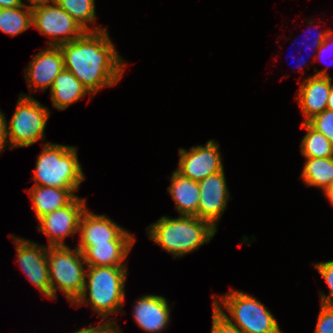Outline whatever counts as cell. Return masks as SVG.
Instances as JSON below:
<instances>
[{"label": "cell", "instance_id": "cell-1", "mask_svg": "<svg viewBox=\"0 0 333 333\" xmlns=\"http://www.w3.org/2000/svg\"><path fill=\"white\" fill-rule=\"evenodd\" d=\"M107 28L86 31L81 37L61 44L65 69L94 96L121 80L126 64L112 43Z\"/></svg>", "mask_w": 333, "mask_h": 333}, {"label": "cell", "instance_id": "cell-2", "mask_svg": "<svg viewBox=\"0 0 333 333\" xmlns=\"http://www.w3.org/2000/svg\"><path fill=\"white\" fill-rule=\"evenodd\" d=\"M150 240L174 258L185 256L209 243L218 231L210 222L196 216H162L146 228Z\"/></svg>", "mask_w": 333, "mask_h": 333}, {"label": "cell", "instance_id": "cell-3", "mask_svg": "<svg viewBox=\"0 0 333 333\" xmlns=\"http://www.w3.org/2000/svg\"><path fill=\"white\" fill-rule=\"evenodd\" d=\"M86 268L82 295L73 305L78 307V305H88L90 302L91 310L98 314L101 321L113 320L114 318H106L123 309L127 267L86 266Z\"/></svg>", "mask_w": 333, "mask_h": 333}, {"label": "cell", "instance_id": "cell-4", "mask_svg": "<svg viewBox=\"0 0 333 333\" xmlns=\"http://www.w3.org/2000/svg\"><path fill=\"white\" fill-rule=\"evenodd\" d=\"M42 146L33 170L34 185L79 189L86 176L78 160L77 148L56 143Z\"/></svg>", "mask_w": 333, "mask_h": 333}, {"label": "cell", "instance_id": "cell-5", "mask_svg": "<svg viewBox=\"0 0 333 333\" xmlns=\"http://www.w3.org/2000/svg\"><path fill=\"white\" fill-rule=\"evenodd\" d=\"M219 297L218 301L212 294V307L244 333H282L271 311L252 295L243 291L229 290L227 294Z\"/></svg>", "mask_w": 333, "mask_h": 333}, {"label": "cell", "instance_id": "cell-6", "mask_svg": "<svg viewBox=\"0 0 333 333\" xmlns=\"http://www.w3.org/2000/svg\"><path fill=\"white\" fill-rule=\"evenodd\" d=\"M47 262L52 299L57 298L58 289L73 305L82 295L85 284L86 262L83 253L75 247L47 246Z\"/></svg>", "mask_w": 333, "mask_h": 333}, {"label": "cell", "instance_id": "cell-7", "mask_svg": "<svg viewBox=\"0 0 333 333\" xmlns=\"http://www.w3.org/2000/svg\"><path fill=\"white\" fill-rule=\"evenodd\" d=\"M49 116L48 107L30 94L20 93L10 122L6 120L11 149L29 147L45 140V127Z\"/></svg>", "mask_w": 333, "mask_h": 333}, {"label": "cell", "instance_id": "cell-8", "mask_svg": "<svg viewBox=\"0 0 333 333\" xmlns=\"http://www.w3.org/2000/svg\"><path fill=\"white\" fill-rule=\"evenodd\" d=\"M32 26L51 38L48 46H60L81 37L86 31L55 1L32 7Z\"/></svg>", "mask_w": 333, "mask_h": 333}, {"label": "cell", "instance_id": "cell-9", "mask_svg": "<svg viewBox=\"0 0 333 333\" xmlns=\"http://www.w3.org/2000/svg\"><path fill=\"white\" fill-rule=\"evenodd\" d=\"M86 200L77 196L69 205L46 214L37 221V230L45 234L49 246H66L64 239L79 232L82 214L87 209Z\"/></svg>", "mask_w": 333, "mask_h": 333}, {"label": "cell", "instance_id": "cell-10", "mask_svg": "<svg viewBox=\"0 0 333 333\" xmlns=\"http://www.w3.org/2000/svg\"><path fill=\"white\" fill-rule=\"evenodd\" d=\"M180 156L176 171L193 181H202L224 168L217 141L208 140L205 146L197 145L186 150L179 148Z\"/></svg>", "mask_w": 333, "mask_h": 333}, {"label": "cell", "instance_id": "cell-11", "mask_svg": "<svg viewBox=\"0 0 333 333\" xmlns=\"http://www.w3.org/2000/svg\"><path fill=\"white\" fill-rule=\"evenodd\" d=\"M16 248L19 266L29 281L40 293L52 299L49 268L47 262V245L31 242L28 239L12 236Z\"/></svg>", "mask_w": 333, "mask_h": 333}, {"label": "cell", "instance_id": "cell-12", "mask_svg": "<svg viewBox=\"0 0 333 333\" xmlns=\"http://www.w3.org/2000/svg\"><path fill=\"white\" fill-rule=\"evenodd\" d=\"M200 197L197 217L210 222L216 229L224 213L230 192L227 188L224 169L199 181Z\"/></svg>", "mask_w": 333, "mask_h": 333}, {"label": "cell", "instance_id": "cell-13", "mask_svg": "<svg viewBox=\"0 0 333 333\" xmlns=\"http://www.w3.org/2000/svg\"><path fill=\"white\" fill-rule=\"evenodd\" d=\"M80 239L77 246H92L108 241H135L133 234L120 227L106 215L84 211L79 223Z\"/></svg>", "mask_w": 333, "mask_h": 333}, {"label": "cell", "instance_id": "cell-14", "mask_svg": "<svg viewBox=\"0 0 333 333\" xmlns=\"http://www.w3.org/2000/svg\"><path fill=\"white\" fill-rule=\"evenodd\" d=\"M65 68L63 55L59 46H48L41 49L25 68V79L30 88L38 91L51 89L56 76ZM35 88V89H33Z\"/></svg>", "mask_w": 333, "mask_h": 333}, {"label": "cell", "instance_id": "cell-15", "mask_svg": "<svg viewBox=\"0 0 333 333\" xmlns=\"http://www.w3.org/2000/svg\"><path fill=\"white\" fill-rule=\"evenodd\" d=\"M314 71V75L301 82L296 98L305 118L303 122L326 110L331 90L332 78L327 73V68L320 71L314 68Z\"/></svg>", "mask_w": 333, "mask_h": 333}, {"label": "cell", "instance_id": "cell-16", "mask_svg": "<svg viewBox=\"0 0 333 333\" xmlns=\"http://www.w3.org/2000/svg\"><path fill=\"white\" fill-rule=\"evenodd\" d=\"M171 310L165 297L144 295L136 300L133 318L136 324L149 333L162 332L170 323Z\"/></svg>", "mask_w": 333, "mask_h": 333}, {"label": "cell", "instance_id": "cell-17", "mask_svg": "<svg viewBox=\"0 0 333 333\" xmlns=\"http://www.w3.org/2000/svg\"><path fill=\"white\" fill-rule=\"evenodd\" d=\"M135 241H108L92 246H76L82 253L86 266L126 267L127 258Z\"/></svg>", "mask_w": 333, "mask_h": 333}, {"label": "cell", "instance_id": "cell-18", "mask_svg": "<svg viewBox=\"0 0 333 333\" xmlns=\"http://www.w3.org/2000/svg\"><path fill=\"white\" fill-rule=\"evenodd\" d=\"M78 189H64L46 186H36L27 189L32 200V210L36 219H40L46 214L52 213L58 208L69 205L77 195L74 194Z\"/></svg>", "mask_w": 333, "mask_h": 333}, {"label": "cell", "instance_id": "cell-19", "mask_svg": "<svg viewBox=\"0 0 333 333\" xmlns=\"http://www.w3.org/2000/svg\"><path fill=\"white\" fill-rule=\"evenodd\" d=\"M168 193L175 202V208L180 215L196 216L199 205L200 188L197 181L182 176L176 170L169 178Z\"/></svg>", "mask_w": 333, "mask_h": 333}, {"label": "cell", "instance_id": "cell-20", "mask_svg": "<svg viewBox=\"0 0 333 333\" xmlns=\"http://www.w3.org/2000/svg\"><path fill=\"white\" fill-rule=\"evenodd\" d=\"M88 93L89 91L82 83L65 68L56 76L50 89L52 104L60 111L84 98Z\"/></svg>", "mask_w": 333, "mask_h": 333}, {"label": "cell", "instance_id": "cell-21", "mask_svg": "<svg viewBox=\"0 0 333 333\" xmlns=\"http://www.w3.org/2000/svg\"><path fill=\"white\" fill-rule=\"evenodd\" d=\"M305 158V165L299 178H303L306 186H316L322 192L330 188L333 184V157Z\"/></svg>", "mask_w": 333, "mask_h": 333}, {"label": "cell", "instance_id": "cell-22", "mask_svg": "<svg viewBox=\"0 0 333 333\" xmlns=\"http://www.w3.org/2000/svg\"><path fill=\"white\" fill-rule=\"evenodd\" d=\"M32 27V7L25 3L20 7L0 9V31L16 36Z\"/></svg>", "mask_w": 333, "mask_h": 333}, {"label": "cell", "instance_id": "cell-23", "mask_svg": "<svg viewBox=\"0 0 333 333\" xmlns=\"http://www.w3.org/2000/svg\"><path fill=\"white\" fill-rule=\"evenodd\" d=\"M301 128L306 130L300 144V151L304 157H333V144L326 136L312 128L307 122H302Z\"/></svg>", "mask_w": 333, "mask_h": 333}, {"label": "cell", "instance_id": "cell-24", "mask_svg": "<svg viewBox=\"0 0 333 333\" xmlns=\"http://www.w3.org/2000/svg\"><path fill=\"white\" fill-rule=\"evenodd\" d=\"M85 31H100L105 27H89L96 23L95 0H55Z\"/></svg>", "mask_w": 333, "mask_h": 333}, {"label": "cell", "instance_id": "cell-25", "mask_svg": "<svg viewBox=\"0 0 333 333\" xmlns=\"http://www.w3.org/2000/svg\"><path fill=\"white\" fill-rule=\"evenodd\" d=\"M307 123L326 136L333 144V111L326 109L312 117Z\"/></svg>", "mask_w": 333, "mask_h": 333}, {"label": "cell", "instance_id": "cell-26", "mask_svg": "<svg viewBox=\"0 0 333 333\" xmlns=\"http://www.w3.org/2000/svg\"><path fill=\"white\" fill-rule=\"evenodd\" d=\"M316 270L324 279L329 289V294L320 293L321 303L333 306V260L314 264Z\"/></svg>", "mask_w": 333, "mask_h": 333}, {"label": "cell", "instance_id": "cell-27", "mask_svg": "<svg viewBox=\"0 0 333 333\" xmlns=\"http://www.w3.org/2000/svg\"><path fill=\"white\" fill-rule=\"evenodd\" d=\"M314 333H333V306L321 303Z\"/></svg>", "mask_w": 333, "mask_h": 333}, {"label": "cell", "instance_id": "cell-28", "mask_svg": "<svg viewBox=\"0 0 333 333\" xmlns=\"http://www.w3.org/2000/svg\"><path fill=\"white\" fill-rule=\"evenodd\" d=\"M212 308L211 333H244L242 330L229 323L214 307Z\"/></svg>", "mask_w": 333, "mask_h": 333}, {"label": "cell", "instance_id": "cell-29", "mask_svg": "<svg viewBox=\"0 0 333 333\" xmlns=\"http://www.w3.org/2000/svg\"><path fill=\"white\" fill-rule=\"evenodd\" d=\"M97 326L83 327L73 333H122L115 320H106Z\"/></svg>", "mask_w": 333, "mask_h": 333}, {"label": "cell", "instance_id": "cell-30", "mask_svg": "<svg viewBox=\"0 0 333 333\" xmlns=\"http://www.w3.org/2000/svg\"><path fill=\"white\" fill-rule=\"evenodd\" d=\"M332 37V38H331ZM333 50V31L330 30L329 34L327 35V38L322 43V45L316 50L317 54L315 55V59L321 60L323 58V55H325L328 51ZM325 53V54H324Z\"/></svg>", "mask_w": 333, "mask_h": 333}, {"label": "cell", "instance_id": "cell-31", "mask_svg": "<svg viewBox=\"0 0 333 333\" xmlns=\"http://www.w3.org/2000/svg\"><path fill=\"white\" fill-rule=\"evenodd\" d=\"M330 30L331 29H327L326 31H324V32H322V31H320V32H318L317 33V31H316V33H317V36L315 37L314 36V41H313V45L315 46L314 47V49L315 50H317L321 45H322V43L325 41V39L327 38V35L329 34V32H330ZM307 48H309V47H307ZM296 58V57H295ZM301 61H302V63L303 64H306V62H305V60H304V58L303 59H301ZM301 62H299L298 64L301 66V65H303Z\"/></svg>", "mask_w": 333, "mask_h": 333}, {"label": "cell", "instance_id": "cell-32", "mask_svg": "<svg viewBox=\"0 0 333 333\" xmlns=\"http://www.w3.org/2000/svg\"><path fill=\"white\" fill-rule=\"evenodd\" d=\"M6 143H8L9 148L10 147V142L8 139V132H7V125H6V120L0 125V153L5 149Z\"/></svg>", "mask_w": 333, "mask_h": 333}, {"label": "cell", "instance_id": "cell-33", "mask_svg": "<svg viewBox=\"0 0 333 333\" xmlns=\"http://www.w3.org/2000/svg\"><path fill=\"white\" fill-rule=\"evenodd\" d=\"M23 4L22 0H0V9L20 7Z\"/></svg>", "mask_w": 333, "mask_h": 333}, {"label": "cell", "instance_id": "cell-34", "mask_svg": "<svg viewBox=\"0 0 333 333\" xmlns=\"http://www.w3.org/2000/svg\"><path fill=\"white\" fill-rule=\"evenodd\" d=\"M30 3V7H34L36 5H41V4H46V3H51L54 2L55 0H26Z\"/></svg>", "mask_w": 333, "mask_h": 333}, {"label": "cell", "instance_id": "cell-35", "mask_svg": "<svg viewBox=\"0 0 333 333\" xmlns=\"http://www.w3.org/2000/svg\"><path fill=\"white\" fill-rule=\"evenodd\" d=\"M328 97L326 109L333 111V84H331V90Z\"/></svg>", "mask_w": 333, "mask_h": 333}, {"label": "cell", "instance_id": "cell-36", "mask_svg": "<svg viewBox=\"0 0 333 333\" xmlns=\"http://www.w3.org/2000/svg\"><path fill=\"white\" fill-rule=\"evenodd\" d=\"M323 194H325L326 198L330 201V203L333 205V187H330L326 189Z\"/></svg>", "mask_w": 333, "mask_h": 333}, {"label": "cell", "instance_id": "cell-37", "mask_svg": "<svg viewBox=\"0 0 333 333\" xmlns=\"http://www.w3.org/2000/svg\"><path fill=\"white\" fill-rule=\"evenodd\" d=\"M6 120L5 114L0 110V125Z\"/></svg>", "mask_w": 333, "mask_h": 333}]
</instances>
